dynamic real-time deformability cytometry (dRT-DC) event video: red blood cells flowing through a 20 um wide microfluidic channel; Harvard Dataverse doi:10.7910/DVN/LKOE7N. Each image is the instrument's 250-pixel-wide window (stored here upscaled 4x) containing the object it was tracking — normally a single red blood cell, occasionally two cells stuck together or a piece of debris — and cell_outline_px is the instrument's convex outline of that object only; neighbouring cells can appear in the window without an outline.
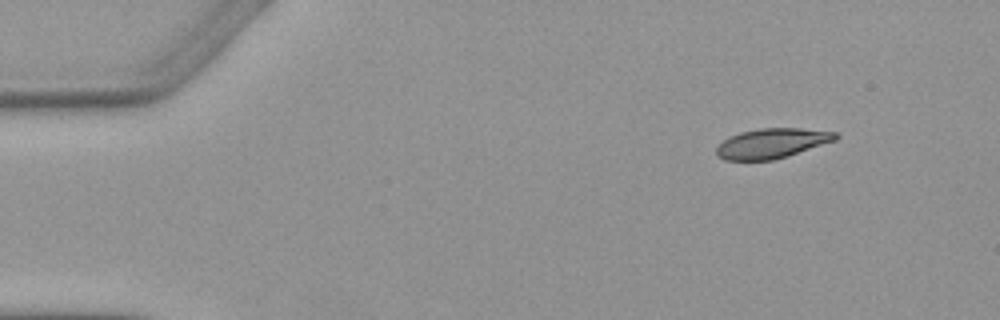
{"species": "Egyptian fruit bat (a non-hibernating species)", "species_latin": "Rousettus aegyptiacus", "temperature_condition": "warm", "stored_images_in_passage": 3, "camera_frame_rate_fps": 3000, "um_per_image_px": 0.085, "animal": {"sex": "female"}, "frame": {"image": 1, "passage_image": 1, "time_ms": 0.0, "image_size_px": [1000, 320], "cell_outline_px": [[840, 136], [836, 140], [788, 156], [772, 160], [724, 160], [716, 156], [716, 148], [728, 136], [740, 132], [760, 128], [800, 128], [840, 132]], "centroid_in_image_um": [65.63, 12.17], "position_along_channel_um": 19.4, "area_um2": 20.92}}
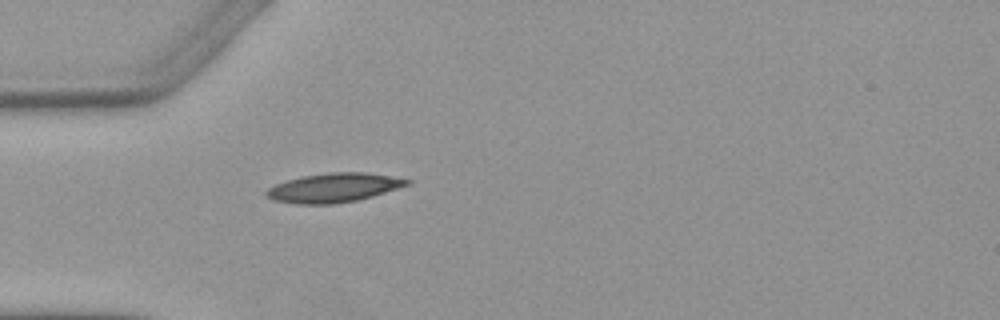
{"frame": {"image": 2, "passage_image": 3, "time_ms": 3.333, "image_size_px": [1000, 320], "cell_outline_px": [[412, 184], [372, 196], [356, 200], [332, 204], [296, 204], [272, 200], [264, 196], [264, 192], [268, 188], [276, 184], [300, 176], [328, 172], [364, 172], [412, 180]], "centroid_in_image_um": [28.33, 15.96], "position_along_channel_um": 56.7, "area_um2": 23.93}}